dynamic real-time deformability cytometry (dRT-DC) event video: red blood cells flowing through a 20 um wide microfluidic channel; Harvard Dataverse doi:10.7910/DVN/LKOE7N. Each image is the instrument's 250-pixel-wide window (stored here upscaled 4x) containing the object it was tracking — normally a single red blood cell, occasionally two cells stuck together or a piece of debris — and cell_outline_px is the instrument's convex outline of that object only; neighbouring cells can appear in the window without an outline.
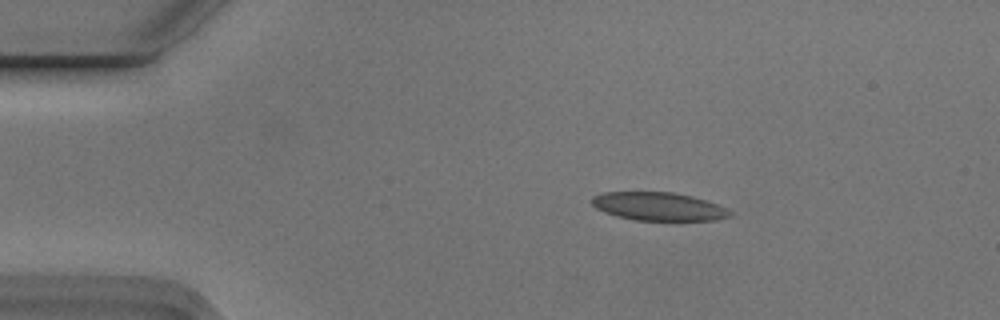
{"species": "Egyptian fruit bat (a non-hibernating species)", "species_latin": "Rousettus aegyptiacus", "temperature_condition": "cold", "stored_images_in_passage": 5, "camera_frame_rate_fps": 3000, "um_per_image_px": 0.085, "animal": {"sex": "male"}, "frame": {"image": 1, "passage_image": 2, "time_ms": 0.333, "image_size_px": [1000, 320], "cell_outline_px": [[732, 216], [716, 220], [632, 220], [616, 216], [604, 212], [596, 208], [592, 204], [592, 196], [604, 192], [672, 192], [692, 196], [716, 204], [732, 212]], "centroid_in_image_um": [55.94, 17.55], "position_along_channel_um": 29.1, "area_um2": 22.66}}
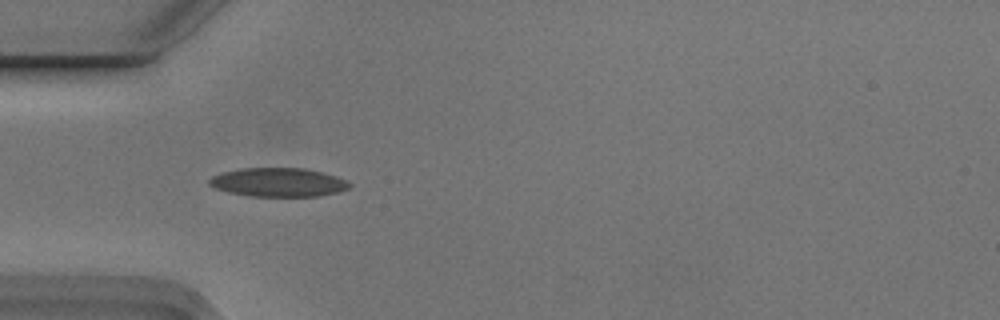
{"frame": {"image": 2, "passage_image": 4, "time_ms": 1.0, "image_size_px": [1000, 320], "cell_outline_px": [[352, 184], [348, 188], [340, 192], [320, 196], [248, 196], [228, 192], [216, 188], [208, 184], [208, 180], [212, 176], [224, 172], [244, 168], [304, 168], [336, 176], [348, 180]], "centroid_in_image_um": [23.68, 15.5], "position_along_channel_um": 61.3, "area_um2": 23.52}}